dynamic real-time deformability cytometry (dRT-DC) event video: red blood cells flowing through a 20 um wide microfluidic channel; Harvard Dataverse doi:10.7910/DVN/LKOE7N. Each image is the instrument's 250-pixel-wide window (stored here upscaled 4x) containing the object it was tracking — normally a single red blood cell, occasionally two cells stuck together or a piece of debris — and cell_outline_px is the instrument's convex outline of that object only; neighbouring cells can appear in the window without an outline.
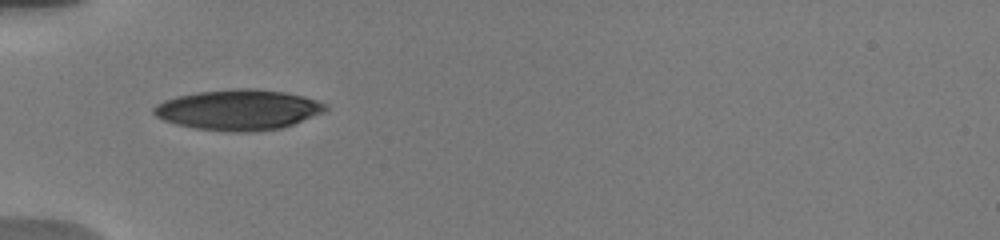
{"species": "human", "species_latin": "Homo sapiens", "temperature_condition": "warm", "stored_images_in_passage": 49, "camera_frame_rate_fps": 3000, "um_per_image_px": 0.085, "donor": {"sex": "male"}, "frame": {"image": 1, "passage_image": 1, "time_ms": 0.0, "image_size_px": [1000, 240], "cell_outline_px": [[328, 108], [324, 112], [292, 124], [280, 128], [252, 132], [232, 132], [196, 128], [176, 124], [164, 120], [156, 116], [152, 112], [152, 108], [156, 104], [164, 100], [176, 96], [196, 92], [232, 88], [256, 88], [284, 92], [304, 96], [316, 100], [324, 104]], "centroid_in_image_um": [20.23, 9.32], "position_along_channel_um": 64.8, "area_um2": 40.52}}
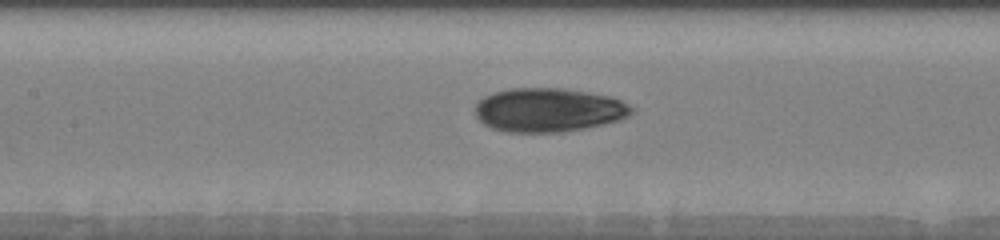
{"frame": {"image": 2, "passage_image": 11, "time_ms": 2.667, "image_size_px": [1000, 240], "cell_outline_px": [[632, 112], [628, 116], [620, 120], [584, 128], [564, 132], [508, 132], [492, 128], [484, 124], [476, 116], [476, 104], [484, 96], [492, 92], [508, 88], [564, 88], [612, 96], [628, 104], [632, 108]], "centroid_in_image_um": [46.61, 9.34], "position_along_channel_um": 160.8, "area_um2": 40.06}}
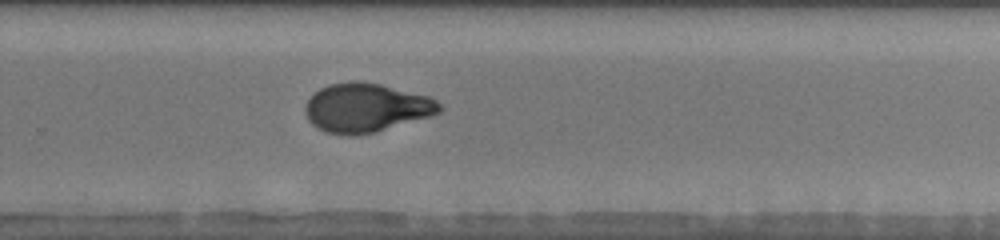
{"frame": {"image": 3, "passage_image": 26, "time_ms": 6.333, "image_size_px": [1000, 240], "cell_outline_px": [[444, 108], [440, 112], [428, 116], [372, 132], [352, 136], [348, 136], [328, 132], [312, 124], [308, 120], [304, 112], [304, 108], [308, 100], [320, 88], [328, 84], [352, 80], [356, 80], [380, 84], [428, 96], [436, 100]], "centroid_in_image_um": [31.09, 9.14], "position_along_channel_um": 298.7, "area_um2": 37.8}, "authors_computed_cell_mechanics": {"area_um2": 38.3792, "velocity_mm_per_s": 3.7829, "shape_relaxation_time_tau1_ms": 6.6909, "shape_relaxation_time_tau2_ms": 1.4838, "deformation_change_tau1": 0.2228, "deformation_change_tau2": 0.0629}}